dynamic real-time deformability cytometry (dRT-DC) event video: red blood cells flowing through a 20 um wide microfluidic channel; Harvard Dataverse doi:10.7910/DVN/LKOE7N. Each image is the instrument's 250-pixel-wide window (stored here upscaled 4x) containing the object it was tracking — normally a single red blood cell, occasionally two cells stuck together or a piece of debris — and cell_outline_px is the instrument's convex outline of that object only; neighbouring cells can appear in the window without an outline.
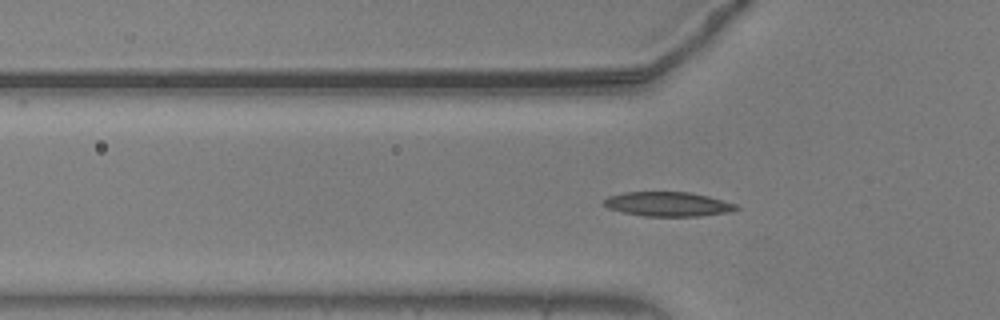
{"species": "common noctule bat (a hibernating species)", "species_latin": "Nyctalus noctula", "temperature_condition": "warm", "stored_images_in_passage": 29, "camera_frame_rate_fps": 3000, "um_per_image_px": 0.085, "animal": {"sex": "male", "body_mass_g": 20.5, "forearm_length_mm": 52.5}, "frame": {"image": 1, "passage_image": 7, "time_ms": 2.0, "image_size_px": [1000, 320], "cell_outline_px": [[740, 208], [728, 212], [700, 216], [644, 216], [624, 212], [608, 208], [604, 204], [604, 200], [608, 196], [624, 192], [688, 192], [708, 196], [736, 204]], "centroid_in_image_um": [56.77, 17.35], "position_along_channel_um": 69.0, "area_um2": 18.67}}
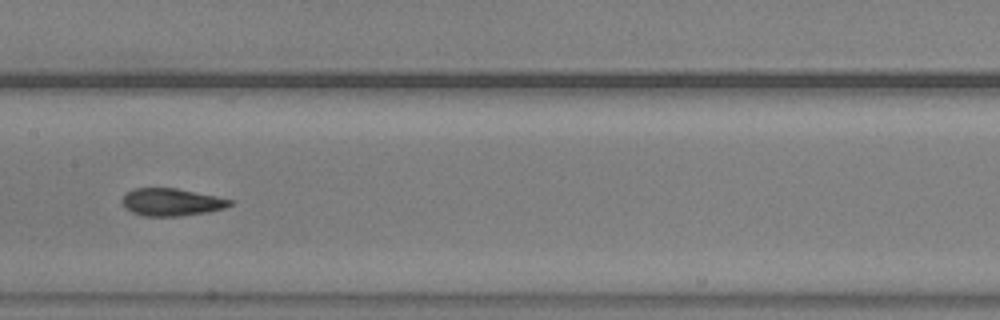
{"frame": {"image": 2, "passage_image": 17, "time_ms": 5.333, "image_size_px": [1000, 320], "cell_outline_px": [[232, 204], [224, 208], [204, 212], [180, 216], [144, 216], [132, 212], [124, 208], [120, 200], [132, 188], [176, 188], [216, 196], [232, 200]], "centroid_in_image_um": [14.52, 17.17], "position_along_channel_um": 192.9, "area_um2": 17.17}}
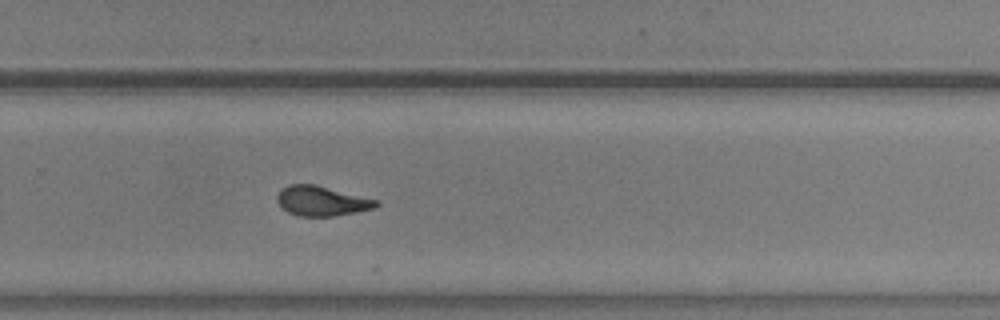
{"frame": {"image": 3, "passage_image": 26, "time_ms": 8.333, "image_size_px": [1000, 320], "cell_outline_px": [[380, 204], [372, 208], [332, 216], [296, 216], [288, 212], [276, 200], [276, 196], [280, 188], [288, 184], [312, 184], [380, 200]], "centroid_in_image_um": [27.3, 17.07], "position_along_channel_um": 302.5, "area_um2": 17.05}}